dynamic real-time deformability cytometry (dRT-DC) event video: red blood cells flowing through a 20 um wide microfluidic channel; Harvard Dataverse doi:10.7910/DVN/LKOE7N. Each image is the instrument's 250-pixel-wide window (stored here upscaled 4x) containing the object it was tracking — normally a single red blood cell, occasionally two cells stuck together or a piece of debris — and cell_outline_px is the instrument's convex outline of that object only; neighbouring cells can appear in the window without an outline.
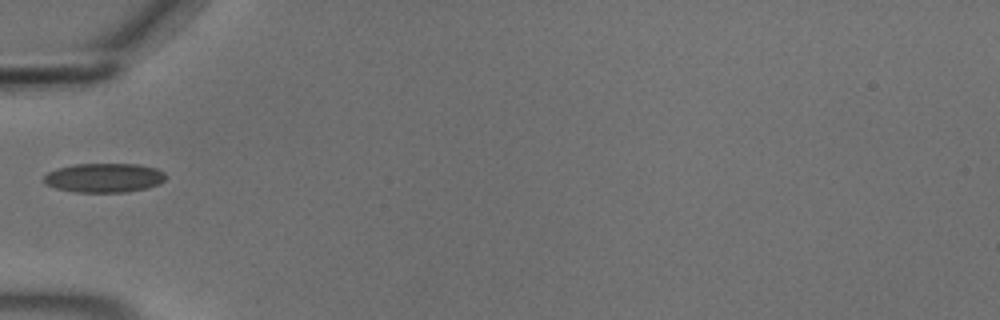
{"species": "common noctule bat (a hibernating species)", "species_latin": "Nyctalus noctula", "temperature_condition": "cold", "stored_images_in_passage": 37, "camera_frame_rate_fps": 3000, "um_per_image_px": 0.085, "animal": {"sex": "male", "body_mass_g": 18.8}, "frame": {"image": 1, "passage_image": 1, "time_ms": 0.0, "image_size_px": [1000, 320], "cell_outline_px": [[164, 180], [160, 184], [148, 188], [124, 192], [76, 192], [56, 188], [44, 184], [44, 176], [48, 172], [56, 168], [72, 164], [136, 164], [156, 168], [164, 172]], "centroid_in_image_um": [8.83, 15.11], "position_along_channel_um": 76.2, "area_um2": 20.81}}
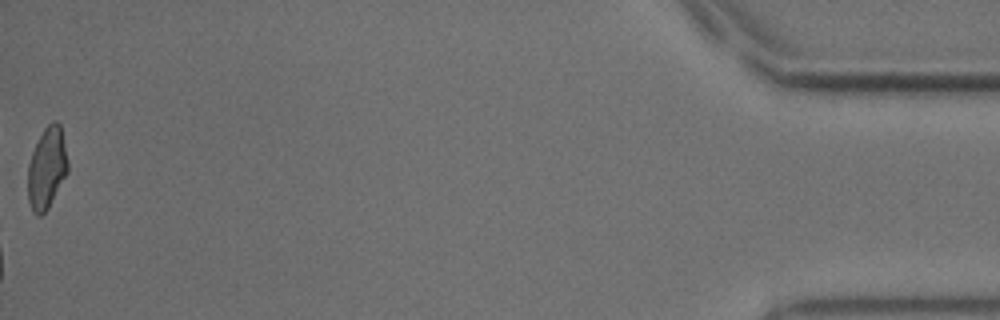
{"frame": {"image": 2, "passage_image": 37, "time_ms": 12.0, "image_size_px": [1000, 320], "cell_outline_px": [[68, 172], [48, 208], [40, 216], [36, 216], [32, 212], [28, 200], [28, 164], [32, 152], [44, 128], [52, 120], [56, 120], [60, 124], [68, 160]], "centroid_in_image_um": [3.98, 14.3], "position_along_channel_um": 431.2, "area_um2": 19.02}, "authors_computed_cell_mechanics": {"area_um2": 19.8254, "velocity_mm_per_s": 3.6836, "shape_relaxation_time_tau1_ms": 3.0103, "shape_relaxation_time_tau2_ms": 1.3158, "deformation_change_tau1": 0.0866, "deformation_change_tau2": 0.0577}}